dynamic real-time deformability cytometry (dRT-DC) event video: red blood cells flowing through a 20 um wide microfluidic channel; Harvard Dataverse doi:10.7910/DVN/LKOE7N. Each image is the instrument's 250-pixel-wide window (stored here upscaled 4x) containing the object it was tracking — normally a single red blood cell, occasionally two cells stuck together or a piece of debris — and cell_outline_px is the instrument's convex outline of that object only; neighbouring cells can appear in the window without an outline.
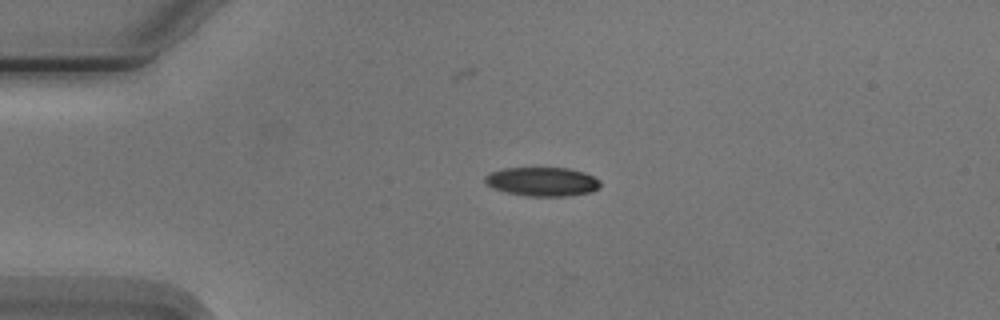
{"species": "Egyptian fruit bat (a non-hibernating species)", "species_latin": "Rousettus aegyptiacus", "temperature_condition": "cold", "stored_images_in_passage": 5, "camera_frame_rate_fps": 3000, "um_per_image_px": 0.085, "animal": {"sex": "male"}, "frame": {"image": 1, "passage_image": 3, "time_ms": 2.333, "image_size_px": [1000, 320], "cell_outline_px": [[600, 188], [592, 192], [564, 196], [528, 196], [508, 192], [492, 188], [484, 180], [484, 176], [488, 172], [504, 168], [568, 168], [584, 172], [600, 180]], "centroid_in_image_um": [46.09, 15.43], "position_along_channel_um": 38.9, "area_um2": 19.48}}
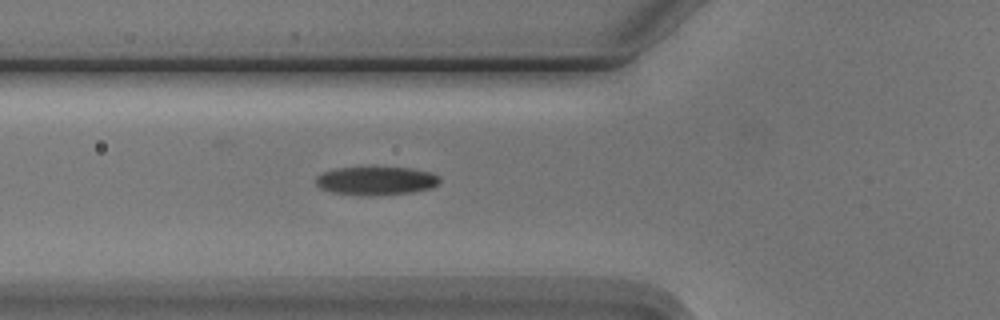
{"frame": {"image": 2, "passage_image": 5, "time_ms": 4.667, "image_size_px": [1000, 320], "cell_outline_px": [[440, 184], [432, 188], [412, 192], [372, 196], [356, 196], [332, 192], [320, 188], [316, 184], [316, 176], [324, 172], [336, 168], [412, 168], [432, 172], [440, 176]], "centroid_in_image_um": [32.0, 15.38], "position_along_channel_um": 93.8, "area_um2": 20.75}}